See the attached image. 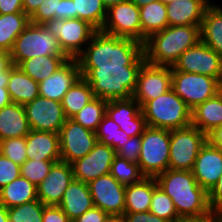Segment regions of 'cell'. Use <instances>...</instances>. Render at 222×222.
Returning <instances> with one entry per match:
<instances>
[{"instance_id": "48", "label": "cell", "mask_w": 222, "mask_h": 222, "mask_svg": "<svg viewBox=\"0 0 222 222\" xmlns=\"http://www.w3.org/2000/svg\"><path fill=\"white\" fill-rule=\"evenodd\" d=\"M108 214L102 211L100 208L93 207L92 209L84 212L73 222H105Z\"/></svg>"}, {"instance_id": "18", "label": "cell", "mask_w": 222, "mask_h": 222, "mask_svg": "<svg viewBox=\"0 0 222 222\" xmlns=\"http://www.w3.org/2000/svg\"><path fill=\"white\" fill-rule=\"evenodd\" d=\"M106 115L130 137L141 136L147 127L141 106L134 98L107 101Z\"/></svg>"}, {"instance_id": "60", "label": "cell", "mask_w": 222, "mask_h": 222, "mask_svg": "<svg viewBox=\"0 0 222 222\" xmlns=\"http://www.w3.org/2000/svg\"><path fill=\"white\" fill-rule=\"evenodd\" d=\"M125 1H128V0H102L103 5L105 6L106 9L110 8L113 5H117Z\"/></svg>"}, {"instance_id": "33", "label": "cell", "mask_w": 222, "mask_h": 222, "mask_svg": "<svg viewBox=\"0 0 222 222\" xmlns=\"http://www.w3.org/2000/svg\"><path fill=\"white\" fill-rule=\"evenodd\" d=\"M29 23L30 17L25 13L0 14V49L10 52Z\"/></svg>"}, {"instance_id": "9", "label": "cell", "mask_w": 222, "mask_h": 222, "mask_svg": "<svg viewBox=\"0 0 222 222\" xmlns=\"http://www.w3.org/2000/svg\"><path fill=\"white\" fill-rule=\"evenodd\" d=\"M44 25L54 34L63 52L70 59H76L98 31L90 23L79 18H54Z\"/></svg>"}, {"instance_id": "31", "label": "cell", "mask_w": 222, "mask_h": 222, "mask_svg": "<svg viewBox=\"0 0 222 222\" xmlns=\"http://www.w3.org/2000/svg\"><path fill=\"white\" fill-rule=\"evenodd\" d=\"M140 9V23L142 28V44L151 35L169 26L166 4L161 0L148 3Z\"/></svg>"}, {"instance_id": "6", "label": "cell", "mask_w": 222, "mask_h": 222, "mask_svg": "<svg viewBox=\"0 0 222 222\" xmlns=\"http://www.w3.org/2000/svg\"><path fill=\"white\" fill-rule=\"evenodd\" d=\"M10 55L12 64L15 66L35 56H67L57 38L44 24H33L31 22L16 38Z\"/></svg>"}, {"instance_id": "51", "label": "cell", "mask_w": 222, "mask_h": 222, "mask_svg": "<svg viewBox=\"0 0 222 222\" xmlns=\"http://www.w3.org/2000/svg\"><path fill=\"white\" fill-rule=\"evenodd\" d=\"M75 18L73 0H61L59 7V19Z\"/></svg>"}, {"instance_id": "36", "label": "cell", "mask_w": 222, "mask_h": 222, "mask_svg": "<svg viewBox=\"0 0 222 222\" xmlns=\"http://www.w3.org/2000/svg\"><path fill=\"white\" fill-rule=\"evenodd\" d=\"M75 18L87 21L101 30L106 19L107 9L102 0H73Z\"/></svg>"}, {"instance_id": "45", "label": "cell", "mask_w": 222, "mask_h": 222, "mask_svg": "<svg viewBox=\"0 0 222 222\" xmlns=\"http://www.w3.org/2000/svg\"><path fill=\"white\" fill-rule=\"evenodd\" d=\"M141 150V136L130 137L129 140L121 146L116 154L125 158L128 161L137 163L139 162V155Z\"/></svg>"}, {"instance_id": "5", "label": "cell", "mask_w": 222, "mask_h": 222, "mask_svg": "<svg viewBox=\"0 0 222 222\" xmlns=\"http://www.w3.org/2000/svg\"><path fill=\"white\" fill-rule=\"evenodd\" d=\"M141 111L149 127L173 130L191 125V109L172 88L146 102Z\"/></svg>"}, {"instance_id": "10", "label": "cell", "mask_w": 222, "mask_h": 222, "mask_svg": "<svg viewBox=\"0 0 222 222\" xmlns=\"http://www.w3.org/2000/svg\"><path fill=\"white\" fill-rule=\"evenodd\" d=\"M171 88L192 110L219 93L222 90V84L210 76L172 71Z\"/></svg>"}, {"instance_id": "4", "label": "cell", "mask_w": 222, "mask_h": 222, "mask_svg": "<svg viewBox=\"0 0 222 222\" xmlns=\"http://www.w3.org/2000/svg\"><path fill=\"white\" fill-rule=\"evenodd\" d=\"M94 97L120 100L133 98L141 66H79Z\"/></svg>"}, {"instance_id": "46", "label": "cell", "mask_w": 222, "mask_h": 222, "mask_svg": "<svg viewBox=\"0 0 222 222\" xmlns=\"http://www.w3.org/2000/svg\"><path fill=\"white\" fill-rule=\"evenodd\" d=\"M208 201L211 210L216 214L222 215V175L208 192Z\"/></svg>"}, {"instance_id": "3", "label": "cell", "mask_w": 222, "mask_h": 222, "mask_svg": "<svg viewBox=\"0 0 222 222\" xmlns=\"http://www.w3.org/2000/svg\"><path fill=\"white\" fill-rule=\"evenodd\" d=\"M200 27L197 25L168 26L151 35L143 44L146 62L172 67L187 49L201 40Z\"/></svg>"}, {"instance_id": "38", "label": "cell", "mask_w": 222, "mask_h": 222, "mask_svg": "<svg viewBox=\"0 0 222 222\" xmlns=\"http://www.w3.org/2000/svg\"><path fill=\"white\" fill-rule=\"evenodd\" d=\"M110 174L120 183L124 185L135 184L140 182L145 176L141 173L137 163L115 156Z\"/></svg>"}, {"instance_id": "29", "label": "cell", "mask_w": 222, "mask_h": 222, "mask_svg": "<svg viewBox=\"0 0 222 222\" xmlns=\"http://www.w3.org/2000/svg\"><path fill=\"white\" fill-rule=\"evenodd\" d=\"M156 185L155 177H144L140 182L126 185L124 213L149 211Z\"/></svg>"}, {"instance_id": "17", "label": "cell", "mask_w": 222, "mask_h": 222, "mask_svg": "<svg viewBox=\"0 0 222 222\" xmlns=\"http://www.w3.org/2000/svg\"><path fill=\"white\" fill-rule=\"evenodd\" d=\"M116 151L106 144L97 142L83 158L72 163L74 179L86 184L110 173Z\"/></svg>"}, {"instance_id": "30", "label": "cell", "mask_w": 222, "mask_h": 222, "mask_svg": "<svg viewBox=\"0 0 222 222\" xmlns=\"http://www.w3.org/2000/svg\"><path fill=\"white\" fill-rule=\"evenodd\" d=\"M69 59L68 56L62 55H41L22 61L18 67L39 83L50 77Z\"/></svg>"}, {"instance_id": "24", "label": "cell", "mask_w": 222, "mask_h": 222, "mask_svg": "<svg viewBox=\"0 0 222 222\" xmlns=\"http://www.w3.org/2000/svg\"><path fill=\"white\" fill-rule=\"evenodd\" d=\"M73 222L84 212L94 207L88 184L74 179L64 192L58 205Z\"/></svg>"}, {"instance_id": "50", "label": "cell", "mask_w": 222, "mask_h": 222, "mask_svg": "<svg viewBox=\"0 0 222 222\" xmlns=\"http://www.w3.org/2000/svg\"><path fill=\"white\" fill-rule=\"evenodd\" d=\"M24 13L22 0H0V14Z\"/></svg>"}, {"instance_id": "37", "label": "cell", "mask_w": 222, "mask_h": 222, "mask_svg": "<svg viewBox=\"0 0 222 222\" xmlns=\"http://www.w3.org/2000/svg\"><path fill=\"white\" fill-rule=\"evenodd\" d=\"M97 141L112 147L116 152L130 136L119 128L109 116L105 115L96 131Z\"/></svg>"}, {"instance_id": "49", "label": "cell", "mask_w": 222, "mask_h": 222, "mask_svg": "<svg viewBox=\"0 0 222 222\" xmlns=\"http://www.w3.org/2000/svg\"><path fill=\"white\" fill-rule=\"evenodd\" d=\"M126 222H168L149 211L139 213H124Z\"/></svg>"}, {"instance_id": "52", "label": "cell", "mask_w": 222, "mask_h": 222, "mask_svg": "<svg viewBox=\"0 0 222 222\" xmlns=\"http://www.w3.org/2000/svg\"><path fill=\"white\" fill-rule=\"evenodd\" d=\"M175 222H222V215L213 213L212 215L203 217L180 218Z\"/></svg>"}, {"instance_id": "35", "label": "cell", "mask_w": 222, "mask_h": 222, "mask_svg": "<svg viewBox=\"0 0 222 222\" xmlns=\"http://www.w3.org/2000/svg\"><path fill=\"white\" fill-rule=\"evenodd\" d=\"M107 100L99 97L91 99L79 112L71 117L84 128L96 132L99 124L106 115Z\"/></svg>"}, {"instance_id": "59", "label": "cell", "mask_w": 222, "mask_h": 222, "mask_svg": "<svg viewBox=\"0 0 222 222\" xmlns=\"http://www.w3.org/2000/svg\"><path fill=\"white\" fill-rule=\"evenodd\" d=\"M0 222H9L8 208L0 203Z\"/></svg>"}, {"instance_id": "25", "label": "cell", "mask_w": 222, "mask_h": 222, "mask_svg": "<svg viewBox=\"0 0 222 222\" xmlns=\"http://www.w3.org/2000/svg\"><path fill=\"white\" fill-rule=\"evenodd\" d=\"M191 125L206 135L222 125V90L191 110Z\"/></svg>"}, {"instance_id": "2", "label": "cell", "mask_w": 222, "mask_h": 222, "mask_svg": "<svg viewBox=\"0 0 222 222\" xmlns=\"http://www.w3.org/2000/svg\"><path fill=\"white\" fill-rule=\"evenodd\" d=\"M158 187L173 201L180 218L212 215L208 192L196 181L192 171L167 169L155 177Z\"/></svg>"}, {"instance_id": "32", "label": "cell", "mask_w": 222, "mask_h": 222, "mask_svg": "<svg viewBox=\"0 0 222 222\" xmlns=\"http://www.w3.org/2000/svg\"><path fill=\"white\" fill-rule=\"evenodd\" d=\"M37 187L21 175L0 189V203L6 208L37 200Z\"/></svg>"}, {"instance_id": "8", "label": "cell", "mask_w": 222, "mask_h": 222, "mask_svg": "<svg viewBox=\"0 0 222 222\" xmlns=\"http://www.w3.org/2000/svg\"><path fill=\"white\" fill-rule=\"evenodd\" d=\"M207 135L192 125L170 130L169 169L192 171Z\"/></svg>"}, {"instance_id": "44", "label": "cell", "mask_w": 222, "mask_h": 222, "mask_svg": "<svg viewBox=\"0 0 222 222\" xmlns=\"http://www.w3.org/2000/svg\"><path fill=\"white\" fill-rule=\"evenodd\" d=\"M21 175L20 165L0 154V189Z\"/></svg>"}, {"instance_id": "12", "label": "cell", "mask_w": 222, "mask_h": 222, "mask_svg": "<svg viewBox=\"0 0 222 222\" xmlns=\"http://www.w3.org/2000/svg\"><path fill=\"white\" fill-rule=\"evenodd\" d=\"M171 71L210 76L222 84V57L200 40L178 58Z\"/></svg>"}, {"instance_id": "47", "label": "cell", "mask_w": 222, "mask_h": 222, "mask_svg": "<svg viewBox=\"0 0 222 222\" xmlns=\"http://www.w3.org/2000/svg\"><path fill=\"white\" fill-rule=\"evenodd\" d=\"M42 222H71L63 210L56 205H45Z\"/></svg>"}, {"instance_id": "7", "label": "cell", "mask_w": 222, "mask_h": 222, "mask_svg": "<svg viewBox=\"0 0 222 222\" xmlns=\"http://www.w3.org/2000/svg\"><path fill=\"white\" fill-rule=\"evenodd\" d=\"M170 130L147 126L141 135L139 168L145 177H156L169 169Z\"/></svg>"}, {"instance_id": "62", "label": "cell", "mask_w": 222, "mask_h": 222, "mask_svg": "<svg viewBox=\"0 0 222 222\" xmlns=\"http://www.w3.org/2000/svg\"><path fill=\"white\" fill-rule=\"evenodd\" d=\"M164 4H169V3H171V2H173L174 0H161Z\"/></svg>"}, {"instance_id": "42", "label": "cell", "mask_w": 222, "mask_h": 222, "mask_svg": "<svg viewBox=\"0 0 222 222\" xmlns=\"http://www.w3.org/2000/svg\"><path fill=\"white\" fill-rule=\"evenodd\" d=\"M0 154L21 166L27 160L25 137L1 140Z\"/></svg>"}, {"instance_id": "58", "label": "cell", "mask_w": 222, "mask_h": 222, "mask_svg": "<svg viewBox=\"0 0 222 222\" xmlns=\"http://www.w3.org/2000/svg\"><path fill=\"white\" fill-rule=\"evenodd\" d=\"M105 222H126L124 214L108 215Z\"/></svg>"}, {"instance_id": "13", "label": "cell", "mask_w": 222, "mask_h": 222, "mask_svg": "<svg viewBox=\"0 0 222 222\" xmlns=\"http://www.w3.org/2000/svg\"><path fill=\"white\" fill-rule=\"evenodd\" d=\"M59 142L61 161L72 164L88 154L98 141L96 132L67 118L59 131Z\"/></svg>"}, {"instance_id": "40", "label": "cell", "mask_w": 222, "mask_h": 222, "mask_svg": "<svg viewBox=\"0 0 222 222\" xmlns=\"http://www.w3.org/2000/svg\"><path fill=\"white\" fill-rule=\"evenodd\" d=\"M44 206L45 205L37 199L8 208L9 222H42Z\"/></svg>"}, {"instance_id": "54", "label": "cell", "mask_w": 222, "mask_h": 222, "mask_svg": "<svg viewBox=\"0 0 222 222\" xmlns=\"http://www.w3.org/2000/svg\"><path fill=\"white\" fill-rule=\"evenodd\" d=\"M43 2L44 0H22L23 12L30 17Z\"/></svg>"}, {"instance_id": "41", "label": "cell", "mask_w": 222, "mask_h": 222, "mask_svg": "<svg viewBox=\"0 0 222 222\" xmlns=\"http://www.w3.org/2000/svg\"><path fill=\"white\" fill-rule=\"evenodd\" d=\"M60 160H26L21 167V176L25 177L36 187L45 180L52 165Z\"/></svg>"}, {"instance_id": "20", "label": "cell", "mask_w": 222, "mask_h": 222, "mask_svg": "<svg viewBox=\"0 0 222 222\" xmlns=\"http://www.w3.org/2000/svg\"><path fill=\"white\" fill-rule=\"evenodd\" d=\"M192 173L197 183L209 192L222 175V149L206 141L197 155Z\"/></svg>"}, {"instance_id": "22", "label": "cell", "mask_w": 222, "mask_h": 222, "mask_svg": "<svg viewBox=\"0 0 222 222\" xmlns=\"http://www.w3.org/2000/svg\"><path fill=\"white\" fill-rule=\"evenodd\" d=\"M25 142L27 160H61L59 133L30 130Z\"/></svg>"}, {"instance_id": "57", "label": "cell", "mask_w": 222, "mask_h": 222, "mask_svg": "<svg viewBox=\"0 0 222 222\" xmlns=\"http://www.w3.org/2000/svg\"><path fill=\"white\" fill-rule=\"evenodd\" d=\"M9 77H10V67L5 71L0 72V87H7Z\"/></svg>"}, {"instance_id": "53", "label": "cell", "mask_w": 222, "mask_h": 222, "mask_svg": "<svg viewBox=\"0 0 222 222\" xmlns=\"http://www.w3.org/2000/svg\"><path fill=\"white\" fill-rule=\"evenodd\" d=\"M207 141L220 149H222V125L214 128L207 134Z\"/></svg>"}, {"instance_id": "55", "label": "cell", "mask_w": 222, "mask_h": 222, "mask_svg": "<svg viewBox=\"0 0 222 222\" xmlns=\"http://www.w3.org/2000/svg\"><path fill=\"white\" fill-rule=\"evenodd\" d=\"M12 65L9 51L0 49V72L7 70Z\"/></svg>"}, {"instance_id": "34", "label": "cell", "mask_w": 222, "mask_h": 222, "mask_svg": "<svg viewBox=\"0 0 222 222\" xmlns=\"http://www.w3.org/2000/svg\"><path fill=\"white\" fill-rule=\"evenodd\" d=\"M94 98L88 82L80 77L64 95L61 105L66 118H71Z\"/></svg>"}, {"instance_id": "43", "label": "cell", "mask_w": 222, "mask_h": 222, "mask_svg": "<svg viewBox=\"0 0 222 222\" xmlns=\"http://www.w3.org/2000/svg\"><path fill=\"white\" fill-rule=\"evenodd\" d=\"M61 0H44L38 9L30 16L33 24H45L56 18L59 19V7Z\"/></svg>"}, {"instance_id": "1", "label": "cell", "mask_w": 222, "mask_h": 222, "mask_svg": "<svg viewBox=\"0 0 222 222\" xmlns=\"http://www.w3.org/2000/svg\"><path fill=\"white\" fill-rule=\"evenodd\" d=\"M79 66H142L143 44L98 30L76 58Z\"/></svg>"}, {"instance_id": "28", "label": "cell", "mask_w": 222, "mask_h": 222, "mask_svg": "<svg viewBox=\"0 0 222 222\" xmlns=\"http://www.w3.org/2000/svg\"><path fill=\"white\" fill-rule=\"evenodd\" d=\"M201 41L222 57V8L211 4L206 8L200 27Z\"/></svg>"}, {"instance_id": "11", "label": "cell", "mask_w": 222, "mask_h": 222, "mask_svg": "<svg viewBox=\"0 0 222 222\" xmlns=\"http://www.w3.org/2000/svg\"><path fill=\"white\" fill-rule=\"evenodd\" d=\"M102 32L121 38H130L142 43L140 9L130 0L107 9Z\"/></svg>"}, {"instance_id": "26", "label": "cell", "mask_w": 222, "mask_h": 222, "mask_svg": "<svg viewBox=\"0 0 222 222\" xmlns=\"http://www.w3.org/2000/svg\"><path fill=\"white\" fill-rule=\"evenodd\" d=\"M29 132L24 105L11 103L0 109V141L25 137Z\"/></svg>"}, {"instance_id": "23", "label": "cell", "mask_w": 222, "mask_h": 222, "mask_svg": "<svg viewBox=\"0 0 222 222\" xmlns=\"http://www.w3.org/2000/svg\"><path fill=\"white\" fill-rule=\"evenodd\" d=\"M209 0H174L166 5L169 26H201Z\"/></svg>"}, {"instance_id": "21", "label": "cell", "mask_w": 222, "mask_h": 222, "mask_svg": "<svg viewBox=\"0 0 222 222\" xmlns=\"http://www.w3.org/2000/svg\"><path fill=\"white\" fill-rule=\"evenodd\" d=\"M81 77L77 59L67 60L50 77L39 82V95L61 102L71 86Z\"/></svg>"}, {"instance_id": "15", "label": "cell", "mask_w": 222, "mask_h": 222, "mask_svg": "<svg viewBox=\"0 0 222 222\" xmlns=\"http://www.w3.org/2000/svg\"><path fill=\"white\" fill-rule=\"evenodd\" d=\"M30 130L59 133L65 120L61 102L42 96L24 105Z\"/></svg>"}, {"instance_id": "14", "label": "cell", "mask_w": 222, "mask_h": 222, "mask_svg": "<svg viewBox=\"0 0 222 222\" xmlns=\"http://www.w3.org/2000/svg\"><path fill=\"white\" fill-rule=\"evenodd\" d=\"M171 66L153 65L144 62L141 66L133 98L142 107L146 102L156 99L171 89Z\"/></svg>"}, {"instance_id": "61", "label": "cell", "mask_w": 222, "mask_h": 222, "mask_svg": "<svg viewBox=\"0 0 222 222\" xmlns=\"http://www.w3.org/2000/svg\"><path fill=\"white\" fill-rule=\"evenodd\" d=\"M130 1L136 4L140 8L148 3L158 1V0H130Z\"/></svg>"}, {"instance_id": "16", "label": "cell", "mask_w": 222, "mask_h": 222, "mask_svg": "<svg viewBox=\"0 0 222 222\" xmlns=\"http://www.w3.org/2000/svg\"><path fill=\"white\" fill-rule=\"evenodd\" d=\"M88 187L94 207L108 215L124 214L126 185L109 173L89 182Z\"/></svg>"}, {"instance_id": "39", "label": "cell", "mask_w": 222, "mask_h": 222, "mask_svg": "<svg viewBox=\"0 0 222 222\" xmlns=\"http://www.w3.org/2000/svg\"><path fill=\"white\" fill-rule=\"evenodd\" d=\"M149 212L168 222L180 219L172 199L158 185L154 187Z\"/></svg>"}, {"instance_id": "27", "label": "cell", "mask_w": 222, "mask_h": 222, "mask_svg": "<svg viewBox=\"0 0 222 222\" xmlns=\"http://www.w3.org/2000/svg\"><path fill=\"white\" fill-rule=\"evenodd\" d=\"M12 103L25 105L39 96V84L25 74L18 66H10L7 85Z\"/></svg>"}, {"instance_id": "56", "label": "cell", "mask_w": 222, "mask_h": 222, "mask_svg": "<svg viewBox=\"0 0 222 222\" xmlns=\"http://www.w3.org/2000/svg\"><path fill=\"white\" fill-rule=\"evenodd\" d=\"M12 103L7 87H0V109Z\"/></svg>"}, {"instance_id": "19", "label": "cell", "mask_w": 222, "mask_h": 222, "mask_svg": "<svg viewBox=\"0 0 222 222\" xmlns=\"http://www.w3.org/2000/svg\"><path fill=\"white\" fill-rule=\"evenodd\" d=\"M74 180L72 164L57 161L52 165L45 180L37 187V198L44 205L58 206L64 192Z\"/></svg>"}]
</instances>
